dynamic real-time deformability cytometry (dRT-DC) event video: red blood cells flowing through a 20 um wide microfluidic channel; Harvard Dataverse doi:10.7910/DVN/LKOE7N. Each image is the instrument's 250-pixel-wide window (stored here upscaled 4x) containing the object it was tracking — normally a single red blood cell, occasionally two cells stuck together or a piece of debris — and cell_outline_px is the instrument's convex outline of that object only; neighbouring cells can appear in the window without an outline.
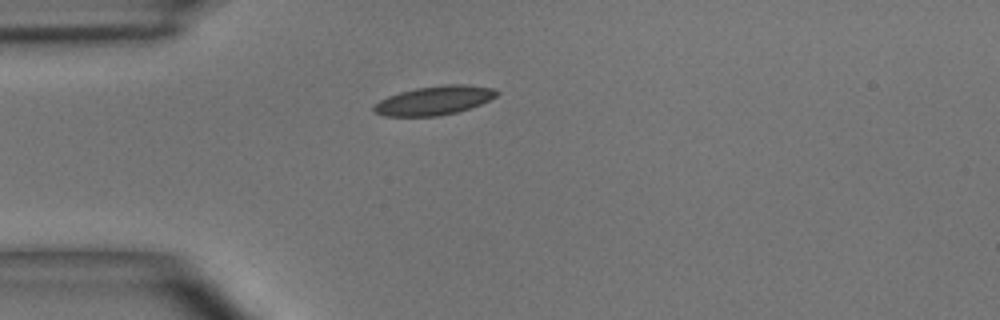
{"species": "common noctule bat (a hibernating species)", "species_latin": "Nyctalus noctula", "temperature_condition": "room temperature", "stored_images_in_passage": 1, "camera_frame_rate_fps": 3000, "um_per_image_px": 0.085, "animal": {"sex": "male", "body_mass_g": 15.6}, "frame": {"image": 1, "passage_image": 1, "time_ms": 0.0, "image_size_px": [1000, 320], "cell_outline_px": [[500, 92], [496, 96], [472, 108], [440, 116], [384, 116], [372, 112], [372, 108], [380, 100], [388, 96], [400, 92], [416, 88], [444, 84], [464, 84], [492, 88]], "centroid_in_image_um": [36.9, 8.54], "position_along_channel_um": 48.1, "area_um2": 20.75}}